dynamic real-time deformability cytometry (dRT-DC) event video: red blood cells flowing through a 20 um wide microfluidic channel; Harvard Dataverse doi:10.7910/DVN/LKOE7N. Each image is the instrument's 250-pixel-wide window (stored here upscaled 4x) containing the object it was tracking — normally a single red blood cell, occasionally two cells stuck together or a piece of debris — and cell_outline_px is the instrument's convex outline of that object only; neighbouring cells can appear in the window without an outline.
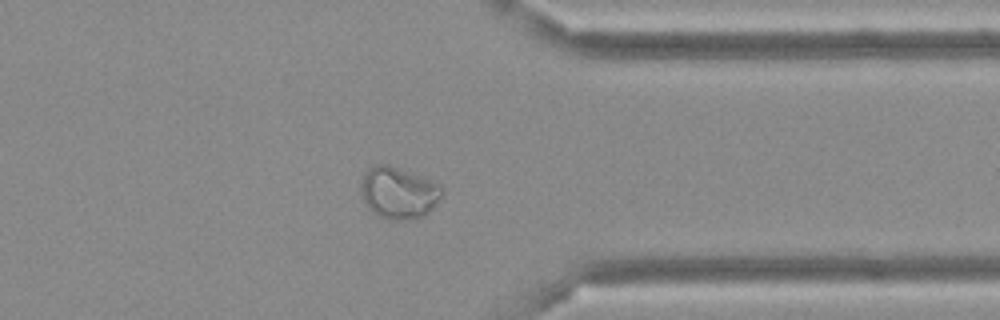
{"species": "Egyptian fruit bat (a non-hibernating species)", "species_latin": "Rousettus aegyptiacus", "temperature_condition": "cold", "stored_images_in_passage": 47, "camera_frame_rate_fps": 3000, "um_per_image_px": 0.085, "frame": {"image": 1, "passage_image": 37, "time_ms": 12.0, "image_size_px": [1000, 320], "cell_outline_px": [[444, 192], [432, 208], [428, 212], [420, 216], [400, 220], [388, 220], [376, 216], [368, 208], [364, 200], [360, 188], [360, 184], [368, 168], [376, 164], [388, 164], [400, 168], [440, 184], [444, 188]], "centroid_in_image_um": [33.86, 16.38], "position_along_channel_um": 377.5, "area_um2": 24.39}}
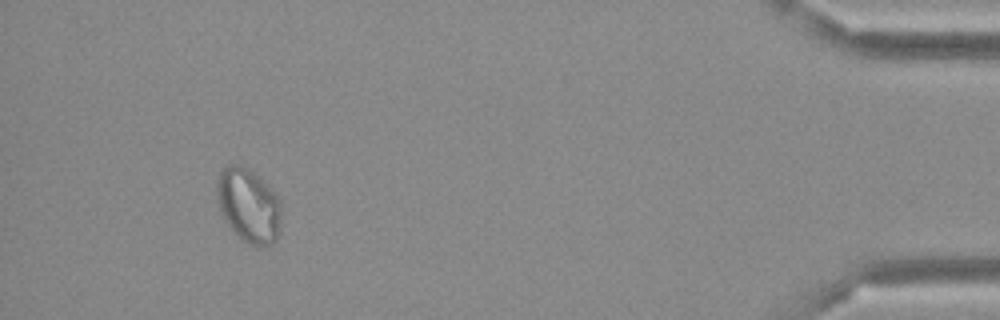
{"frame": {"image": 2, "passage_image": 44, "time_ms": 14.333, "image_size_px": [1000, 320], "cell_outline_px": [[280, 220], [276, 240], [272, 244], [252, 244], [244, 240], [228, 224], [220, 212], [216, 200], [216, 184], [220, 168], [228, 164], [240, 164], [252, 172], [280, 200]], "centroid_in_image_um": [21.06, 17.41], "position_along_channel_um": 414.1, "area_um2": 27.17}}